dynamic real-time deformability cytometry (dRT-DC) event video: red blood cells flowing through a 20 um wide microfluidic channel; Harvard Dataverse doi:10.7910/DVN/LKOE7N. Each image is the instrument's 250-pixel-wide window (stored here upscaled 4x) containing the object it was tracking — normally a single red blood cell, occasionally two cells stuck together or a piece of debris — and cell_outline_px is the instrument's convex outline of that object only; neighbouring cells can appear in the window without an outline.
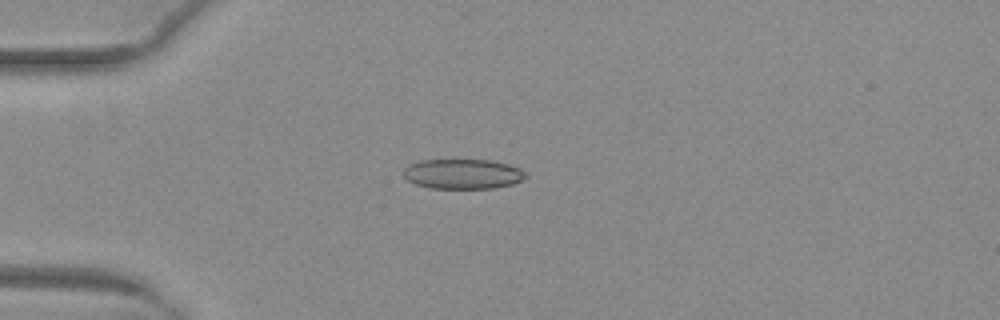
{"species": "common noctule bat (a hibernating species)", "species_latin": "Nyctalus noctula", "temperature_condition": "warm", "stored_images_in_passage": 51, "camera_frame_rate_fps": 3000, "um_per_image_px": 0.085, "animal": {"sex": "female", "body_mass_g": 29.2, "forearm_length_mm": 56.3}, "frame": {"image": 1, "passage_image": 14, "time_ms": 4.333, "image_size_px": [1000, 320], "cell_outline_px": [[528, 176], [512, 184], [492, 188], [432, 188], [416, 184], [408, 180], [404, 176], [404, 168], [408, 164], [420, 160], [492, 160], [508, 164], [520, 168]], "centroid_in_image_um": [39.33, 14.77], "position_along_channel_um": 45.7, "area_um2": 21.21}}
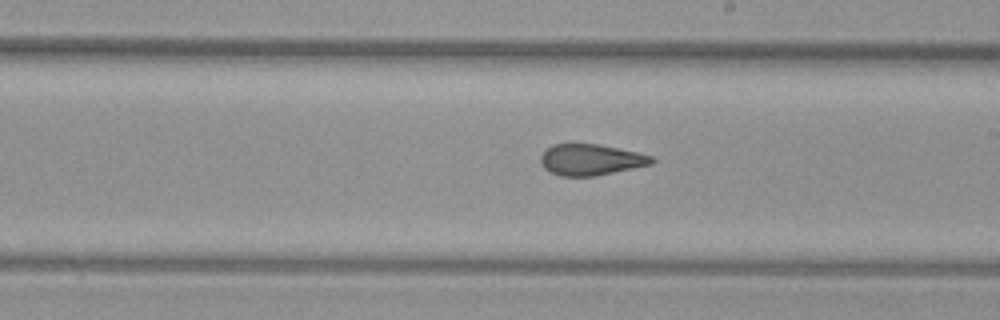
{"frame": {"image": 2, "passage_image": 30, "time_ms": 9.667, "image_size_px": [1000, 320], "cell_outline_px": [[656, 160], [652, 164], [596, 176], [560, 176], [544, 168], [540, 160], [540, 156], [544, 148], [552, 144], [596, 144], [636, 152], [652, 156]], "centroid_in_image_um": [50.19, 13.57], "position_along_channel_um": 238.8, "area_um2": 20.11}}
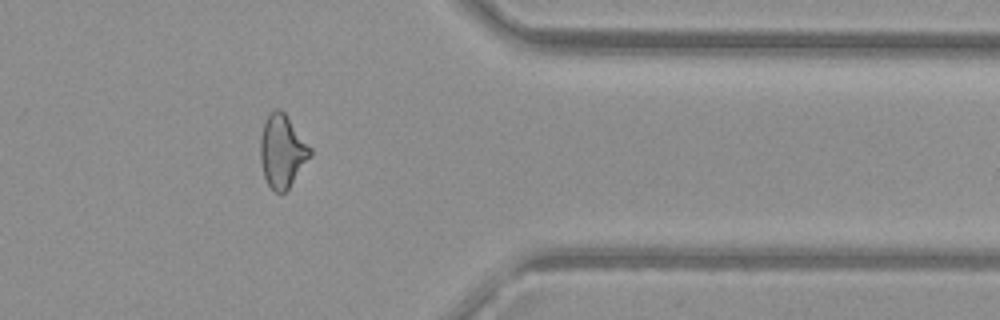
{"frame": {"image": 3, "passage_image": 42, "time_ms": 13.667, "image_size_px": [1000, 320], "cell_outline_px": [[312, 156], [288, 188], [284, 192], [276, 192], [268, 184], [264, 176], [260, 160], [260, 136], [264, 120], [276, 108], [280, 108], [284, 112], [312, 148]], "centroid_in_image_um": [23.99, 12.83], "position_along_channel_um": 387.4, "area_um2": 21.15}, "authors_computed_cell_mechanics": {"area_um2": 21.2704, "velocity_mm_per_s": 4.0576, "shape_relaxation_time_tau1_ms": null, "shape_relaxation_time_tau2_ms": 1.4544, "deformation_change_tau1": null, "deformation_change_tau2": 0.0994}}